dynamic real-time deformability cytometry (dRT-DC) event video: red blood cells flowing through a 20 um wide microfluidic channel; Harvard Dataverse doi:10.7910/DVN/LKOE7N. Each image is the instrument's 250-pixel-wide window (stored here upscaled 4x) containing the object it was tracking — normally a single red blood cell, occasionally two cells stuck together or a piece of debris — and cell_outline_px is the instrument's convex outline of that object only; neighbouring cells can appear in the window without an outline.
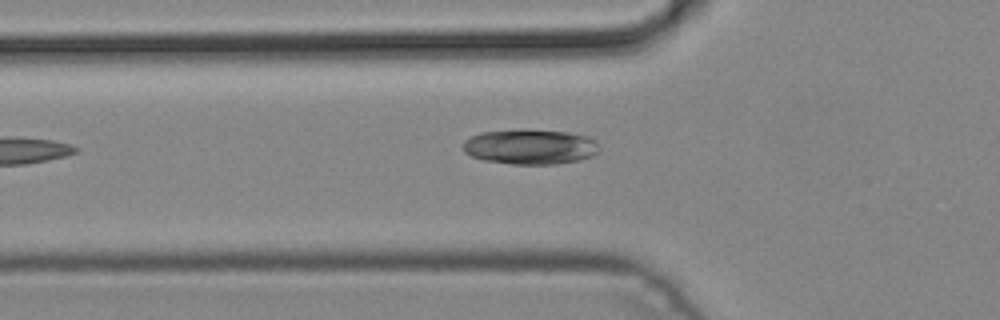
{"species": "common noctule bat (a hibernating species)", "species_latin": "Nyctalus noctula", "temperature_condition": "cold", "stored_images_in_passage": 4, "camera_frame_rate_fps": 3000, "um_per_image_px": 0.085, "animal": {"sex": "male", "body_mass_g": 19.2, "forearm_length_mm": 51.8}, "frame": {"image": 1, "passage_image": 4, "time_ms": 1.0, "image_size_px": [1000, 320], "cell_outline_px": [[600, 148], [592, 156], [580, 160], [556, 164], [512, 164], [484, 160], [472, 156], [464, 152], [464, 140], [480, 132], [520, 128], [528, 128], [568, 132], [588, 136], [596, 140]], "centroid_in_image_um": [45.08, 12.45], "position_along_channel_um": 80.7, "area_um2": 28.32}}